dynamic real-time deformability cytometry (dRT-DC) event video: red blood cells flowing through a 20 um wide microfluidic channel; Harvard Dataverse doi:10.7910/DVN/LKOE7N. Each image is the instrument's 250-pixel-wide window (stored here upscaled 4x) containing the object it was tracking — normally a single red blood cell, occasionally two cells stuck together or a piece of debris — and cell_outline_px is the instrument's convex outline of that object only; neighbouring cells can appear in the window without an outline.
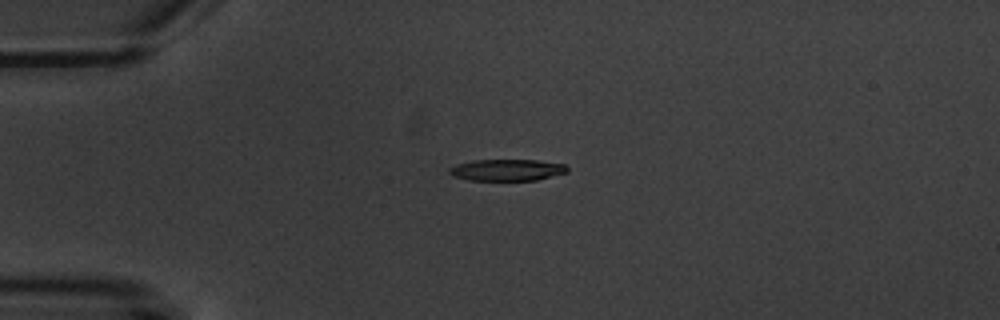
{"species": "common noctule bat (a hibernating species)", "species_latin": "Nyctalus noctula", "temperature_condition": "warm", "stored_images_in_passage": 5, "camera_frame_rate_fps": 3000, "um_per_image_px": 0.085, "animal": {"sex": "male", "body_mass_g": 20.1, "forearm_length_mm": 53.5}, "frame": {"image": 1, "passage_image": 4, "time_ms": 4.333, "image_size_px": [1000, 320], "cell_outline_px": [[568, 172], [536, 180], [468, 180], [452, 176], [448, 172], [448, 168], [456, 164], [476, 160], [536, 160], [564, 164], [568, 168]], "centroid_in_image_um": [43.06, 14.45], "position_along_channel_um": 41.9, "area_um2": 14.8}}